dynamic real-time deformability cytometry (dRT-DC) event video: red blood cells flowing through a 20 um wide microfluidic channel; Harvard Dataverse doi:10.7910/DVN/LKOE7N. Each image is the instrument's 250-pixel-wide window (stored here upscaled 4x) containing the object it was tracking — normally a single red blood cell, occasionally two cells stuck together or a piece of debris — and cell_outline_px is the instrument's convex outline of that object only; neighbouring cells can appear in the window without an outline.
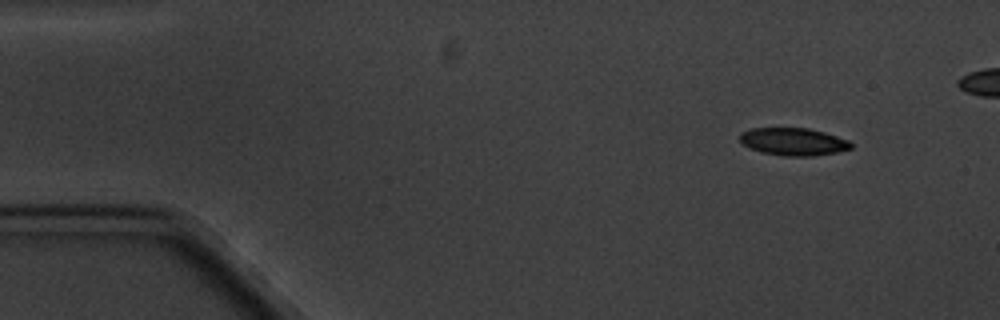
{"species": "common noctule bat (a hibernating species)", "species_latin": "Nyctalus noctula", "temperature_condition": "cold", "stored_images_in_passage": 5, "camera_frame_rate_fps": 3000, "um_per_image_px": 0.085, "animal": {"sex": "male", "body_mass_g": 20.1, "forearm_length_mm": 53.5}, "frame": {"image": 1, "passage_image": 1, "time_ms": 0.0, "image_size_px": [1000, 320], "cell_outline_px": [[852, 148], [836, 152], [812, 156], [784, 156], [764, 152], [748, 148], [740, 140], [740, 132], [752, 128], [808, 128], [824, 132], [848, 140], [852, 144]], "centroid_in_image_um": [67.42, 12.04], "position_along_channel_um": 17.6, "area_um2": 17.74}}